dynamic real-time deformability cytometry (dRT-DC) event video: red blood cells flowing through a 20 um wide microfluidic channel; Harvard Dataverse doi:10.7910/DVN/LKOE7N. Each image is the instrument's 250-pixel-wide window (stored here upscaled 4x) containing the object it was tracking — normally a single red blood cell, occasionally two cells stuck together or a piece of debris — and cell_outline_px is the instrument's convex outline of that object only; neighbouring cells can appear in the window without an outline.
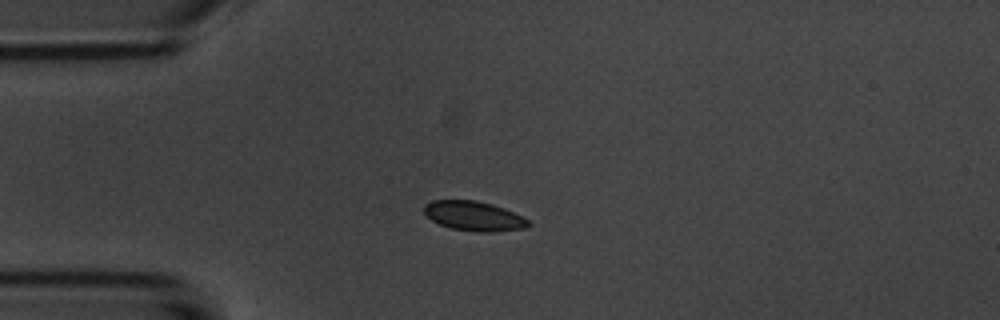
{"species": "common noctule bat (a hibernating species)", "species_latin": "Nyctalus noctula", "temperature_condition": "room temperature", "stored_images_in_passage": 12, "camera_frame_rate_fps": 3000, "um_per_image_px": 0.085, "animal": {"sex": "male", "body_mass_g": 20.1, "forearm_length_mm": 53.5}, "frame": {"image": 1, "passage_image": 3, "time_ms": 3.0, "image_size_px": [1000, 320], "cell_outline_px": [[532, 224], [528, 228], [492, 232], [480, 232], [452, 228], [440, 224], [432, 220], [424, 212], [424, 204], [432, 200], [476, 200], [492, 204], [504, 208], [528, 220]], "centroid_in_image_um": [40.3, 18.36], "position_along_channel_um": 44.7, "area_um2": 17.92}}
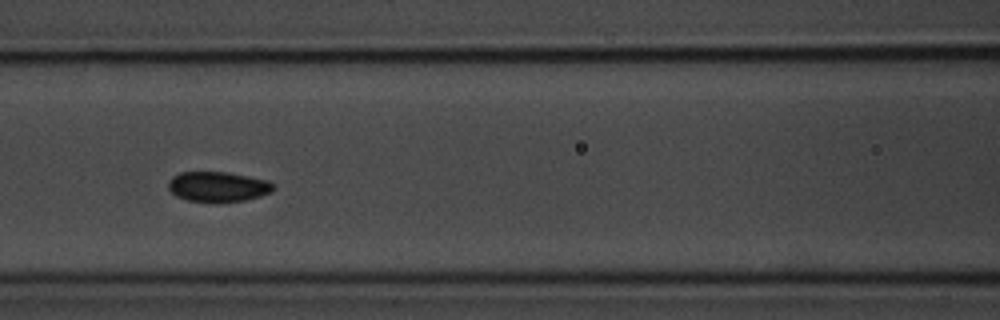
{"frame": {"image": 2, "passage_image": 6, "time_ms": 6.333, "image_size_px": [1000, 320], "cell_outline_px": [[276, 188], [272, 192], [260, 196], [244, 200], [216, 204], [212, 204], [188, 200], [176, 196], [168, 188], [168, 180], [172, 176], [180, 172], [224, 172], [248, 176], [268, 180], [276, 184]], "centroid_in_image_um": [18.54, 15.89], "position_along_channel_um": 148.1, "area_um2": 18.96}}
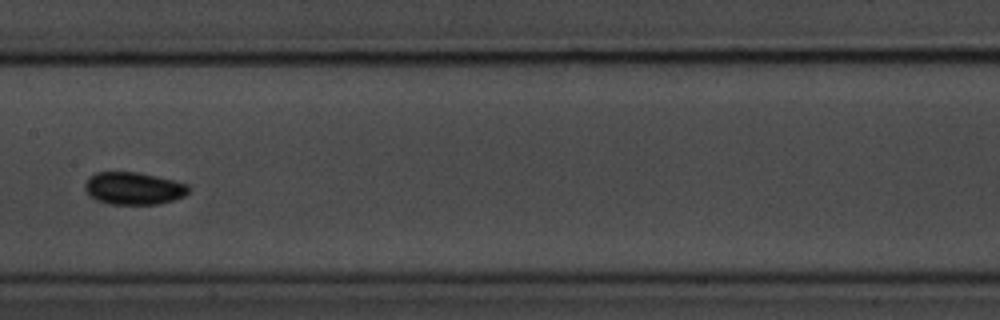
{"frame": {"image": 3, "passage_image": 7, "time_ms": 7.667, "image_size_px": [1000, 320], "cell_outline_px": [[188, 192], [184, 196], [160, 204], [108, 204], [96, 200], [84, 192], [84, 184], [88, 176], [96, 172], [140, 172], [188, 184]], "centroid_in_image_um": [11.3, 16.01], "position_along_channel_um": 196.1, "area_um2": 19.77}, "authors_computed_cell_mechanics": {"area_um2": 17.9469, "velocity_mm_per_s": 3.6015, "shape_relaxation_time_tau1_ms": 1.1758, "shape_relaxation_time_tau2_ms": null, "deformation_change_tau1": 0.037, "deformation_change_tau2": null}}